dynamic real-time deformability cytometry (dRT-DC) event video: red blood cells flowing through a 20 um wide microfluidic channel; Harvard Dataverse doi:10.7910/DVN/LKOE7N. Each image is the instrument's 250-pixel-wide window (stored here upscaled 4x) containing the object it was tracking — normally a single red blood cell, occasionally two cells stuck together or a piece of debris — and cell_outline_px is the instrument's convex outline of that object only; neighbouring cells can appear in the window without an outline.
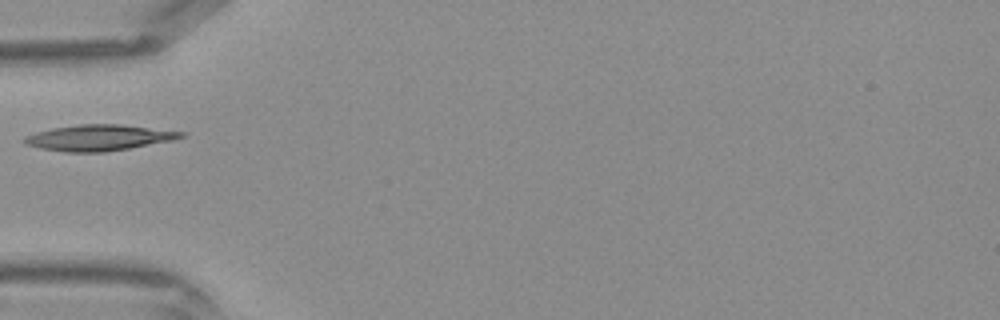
{"species": "Egyptian fruit bat (a non-hibernating species)", "species_latin": "Rousettus aegyptiacus", "temperature_condition": "warm", "stored_images_in_passage": 29, "camera_frame_rate_fps": 3000, "um_per_image_px": 0.085, "frame": {"image": 1, "passage_image": 1, "time_ms": 0.0, "image_size_px": [1000, 320], "cell_outline_px": [[184, 136], [172, 140], [128, 148], [104, 152], [64, 152], [40, 148], [28, 144], [24, 140], [24, 136], [36, 132], [52, 128], [80, 124], [120, 124], [184, 132]], "centroid_in_image_um": [8.37, 11.7], "position_along_channel_um": 76.6, "area_um2": 23.29}}
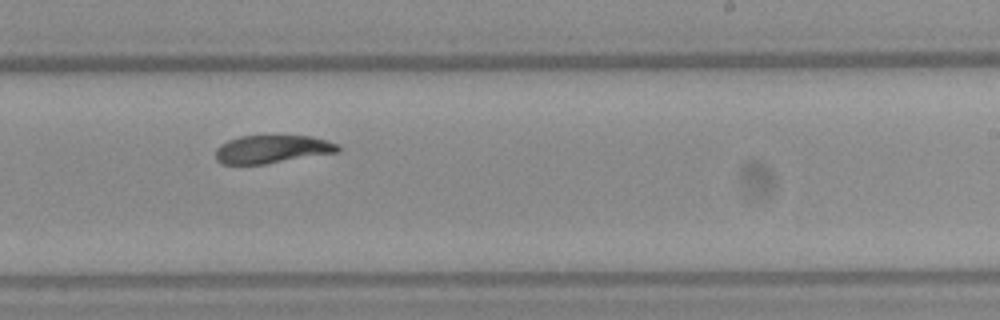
{"frame": {"image": 2, "passage_image": 13, "time_ms": 4.0, "image_size_px": [1000, 320], "cell_outline_px": [[340, 152], [264, 164], [220, 164], [216, 160], [216, 148], [220, 144], [228, 140], [240, 136], [312, 136], [340, 144]], "centroid_in_image_um": [23.14, 12.68], "position_along_channel_um": 265.9, "area_um2": 20.11}}
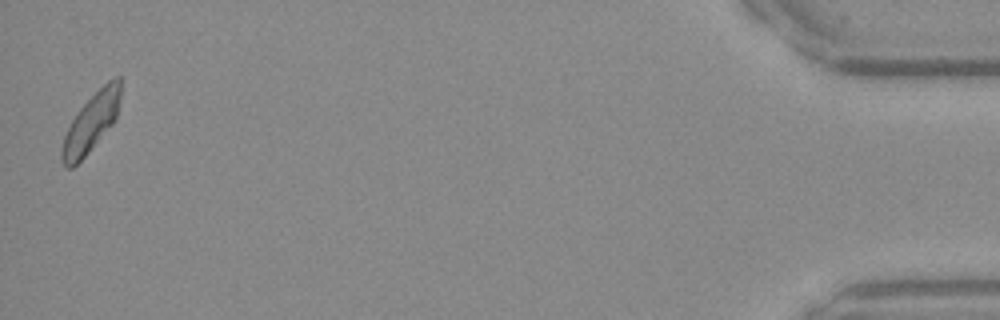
{"frame": {"image": 3, "passage_image": 29, "time_ms": 9.333, "image_size_px": [1000, 320], "cell_outline_px": [[120, 96], [116, 116], [112, 124], [88, 152], [72, 168], [68, 168], [60, 160], [60, 152], [64, 136], [72, 120], [80, 108], [108, 80], [116, 76], [120, 76]], "centroid_in_image_um": [7.72, 10.44], "position_along_channel_um": 427.5, "area_um2": 19.42}}